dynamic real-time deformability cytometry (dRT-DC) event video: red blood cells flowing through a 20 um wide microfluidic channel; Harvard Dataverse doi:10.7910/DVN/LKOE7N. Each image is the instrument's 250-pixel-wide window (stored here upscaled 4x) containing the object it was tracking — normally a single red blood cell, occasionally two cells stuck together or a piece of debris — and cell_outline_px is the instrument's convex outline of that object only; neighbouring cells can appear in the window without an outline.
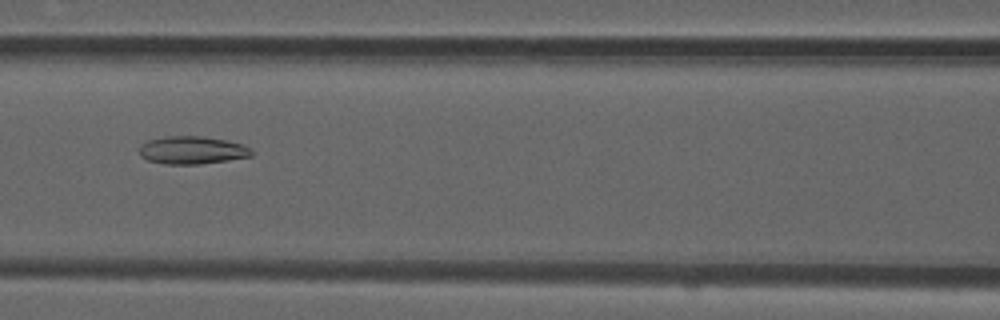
{"species": "common noctule bat (a hibernating species)", "species_latin": "Nyctalus noctula", "temperature_condition": "room temperature", "stored_images_in_passage": 40, "camera_frame_rate_fps": 3000, "um_per_image_px": 0.085, "animal": {"sex": "male", "forearm_length_mm": 52.5}, "frame": {"image": 1, "passage_image": 11, "time_ms": 3.333, "image_size_px": [1000, 320], "cell_outline_px": [[252, 156], [228, 160], [200, 164], [164, 164], [148, 160], [140, 156], [140, 144], [148, 140], [168, 136], [200, 136], [224, 140], [240, 144], [252, 148]], "centroid_in_image_um": [16.31, 12.77], "position_along_channel_um": 150.3, "area_um2": 18.09}}
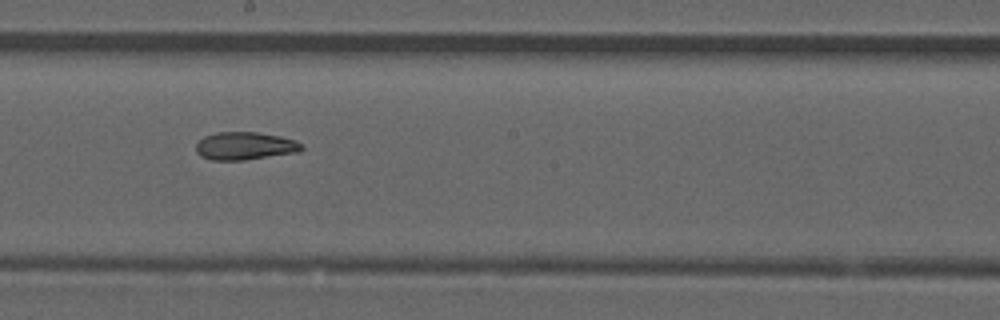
{"frame": {"image": 2, "passage_image": 17, "time_ms": 5.333, "image_size_px": [1000, 320], "cell_outline_px": [[304, 148], [296, 152], [244, 160], [212, 160], [200, 156], [196, 152], [196, 144], [204, 136], [216, 132], [256, 132], [280, 136], [296, 140]], "centroid_in_image_um": [20.78, 12.4], "position_along_channel_um": 227.4, "area_um2": 17.05}}
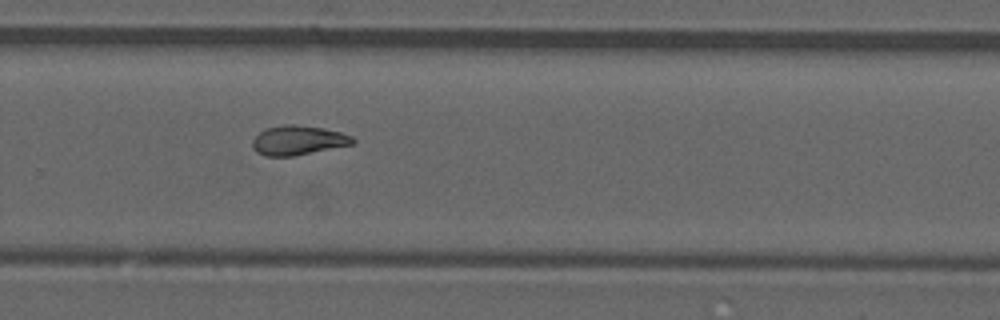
{"frame": {"image": 3, "passage_image": 23, "time_ms": 7.333, "image_size_px": [1000, 320], "cell_outline_px": [[356, 144], [292, 156], [264, 156], [256, 152], [252, 144], [252, 140], [260, 132], [268, 128], [284, 124], [292, 124], [324, 128], [340, 132], [352, 136], [356, 140]], "centroid_in_image_um": [25.37, 11.93], "position_along_channel_um": 304.4, "area_um2": 17.22}, "authors_computed_cell_mechanics": {"area_um2": 17.3689, "velocity_mm_per_s": 3.8656, "shape_relaxation_time_tau1_ms": null, "shape_relaxation_time_tau2_ms": 3.3783, "deformation_change_tau1": null, "deformation_change_tau2": 0.0988}}